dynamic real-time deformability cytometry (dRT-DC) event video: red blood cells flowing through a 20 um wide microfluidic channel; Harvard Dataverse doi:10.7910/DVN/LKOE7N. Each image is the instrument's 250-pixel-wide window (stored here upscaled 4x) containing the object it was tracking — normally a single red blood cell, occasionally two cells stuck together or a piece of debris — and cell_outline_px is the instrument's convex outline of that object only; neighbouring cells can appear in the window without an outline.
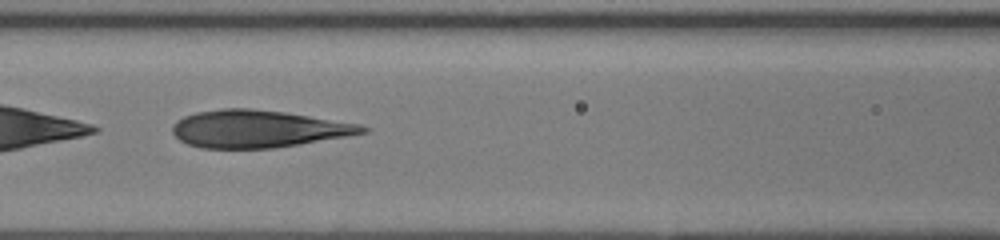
{"species": "human", "species_latin": "Homo sapiens", "temperature_condition": "room temperature", "stored_images_in_passage": 40, "camera_frame_rate_fps": 3000, "um_per_image_px": 0.085, "donor": {"sex": "female"}, "frame": {"image": 1, "passage_image": 18, "time_ms": 5.667, "image_size_px": [1000, 240], "cell_outline_px": [[372, 128], [368, 132], [300, 144], [276, 148], [200, 148], [188, 144], [180, 140], [172, 132], [172, 128], [176, 120], [184, 116], [196, 112], [224, 108], [248, 108], [284, 112], [360, 124]], "centroid_in_image_um": [21.93, 10.95], "position_along_channel_um": 144.7, "area_um2": 41.27}}
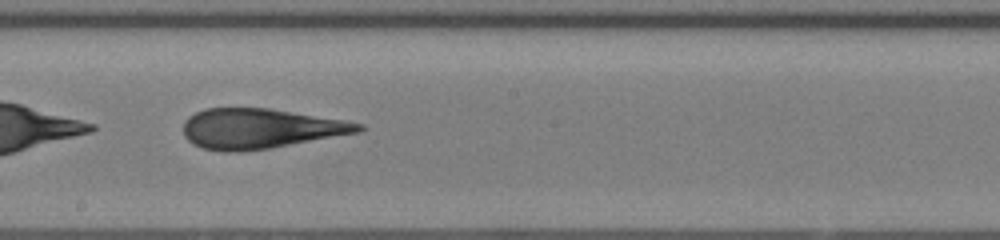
{"frame": {"image": 2, "passage_image": 23, "time_ms": 7.333, "image_size_px": [1000, 240], "cell_outline_px": [[364, 128], [360, 132], [268, 148], [240, 152], [224, 152], [204, 148], [192, 144], [184, 136], [184, 120], [188, 116], [204, 108], [268, 108], [344, 120], [364, 124]], "centroid_in_image_um": [22.08, 10.93], "position_along_channel_um": 226.1, "area_um2": 40.63}}
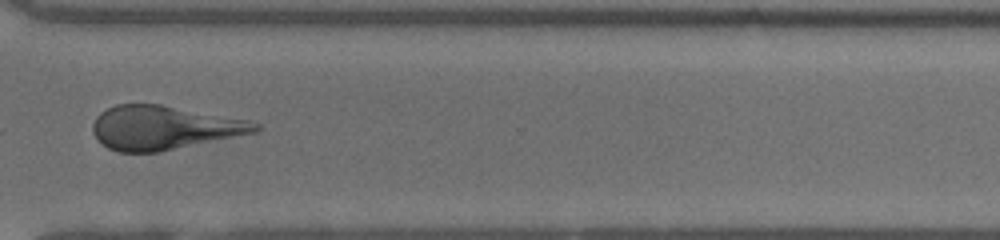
{"frame": {"image": 3, "passage_image": 31, "time_ms": 10.0, "image_size_px": [1000, 240], "cell_outline_px": [[260, 132], [156, 152], [120, 152], [108, 148], [96, 140], [92, 132], [92, 124], [96, 116], [100, 112], [116, 104], [160, 104], [248, 120], [260, 124]], "centroid_in_image_um": [13.91, 10.85], "position_along_channel_um": 356.7, "area_um2": 41.56}}